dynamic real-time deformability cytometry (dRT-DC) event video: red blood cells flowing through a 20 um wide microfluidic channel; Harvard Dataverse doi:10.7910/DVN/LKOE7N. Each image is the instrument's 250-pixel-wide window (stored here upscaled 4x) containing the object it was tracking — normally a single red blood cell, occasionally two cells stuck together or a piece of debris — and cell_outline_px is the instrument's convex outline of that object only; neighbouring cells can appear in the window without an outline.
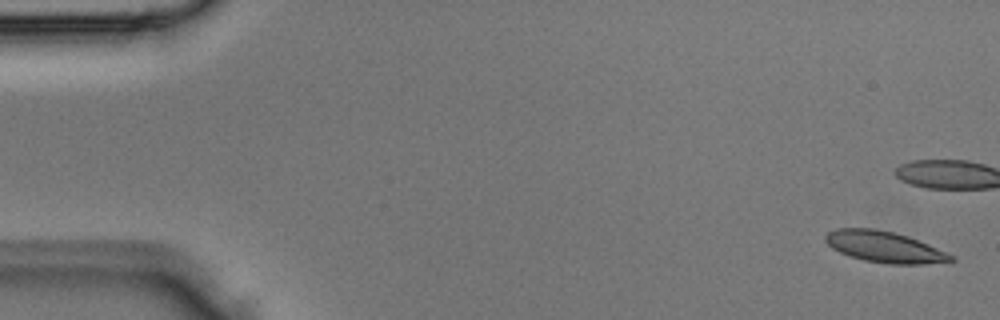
{"species": "Egyptian fruit bat (a non-hibernating species)", "species_latin": "Rousettus aegyptiacus", "temperature_condition": "room temperature", "stored_images_in_passage": 5, "camera_frame_rate_fps": 3000, "um_per_image_px": 0.085, "animal": {"sex": "male"}, "frame": {"image": 1, "passage_image": 1, "time_ms": 0.0, "image_size_px": [1000, 320], "cell_outline_px": [[956, 260], [920, 264], [888, 264], [864, 260], [840, 252], [832, 248], [824, 240], [824, 236], [828, 232], [836, 228], [876, 228], [908, 236], [956, 256]], "centroid_in_image_um": [75.17, 20.98], "position_along_channel_um": 9.8, "area_um2": 22.66}}